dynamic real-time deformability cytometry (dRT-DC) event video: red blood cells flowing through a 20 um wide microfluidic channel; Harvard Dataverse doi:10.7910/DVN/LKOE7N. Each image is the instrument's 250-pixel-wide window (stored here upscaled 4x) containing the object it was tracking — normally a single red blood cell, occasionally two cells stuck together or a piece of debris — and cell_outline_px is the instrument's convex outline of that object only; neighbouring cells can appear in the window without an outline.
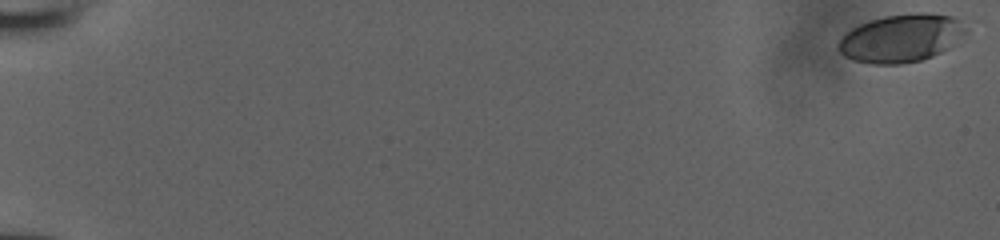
{"species": "human", "species_latin": "Homo sapiens", "temperature_condition": "room temperature", "stored_images_in_passage": 5, "camera_frame_rate_fps": 3000, "um_per_image_px": 0.085, "donor": {"sex": "male"}, "frame": {"image": 1, "passage_image": 1, "time_ms": 0.0, "image_size_px": [1000, 240], "cell_outline_px": [[964, 32], [948, 48], [932, 56], [920, 60], [900, 64], [872, 64], [852, 60], [844, 56], [840, 52], [836, 44], [852, 28], [860, 24], [884, 16], [916, 12], [924, 12], [952, 16], [964, 28]], "centroid_in_image_um": [76.53, 3.25], "position_along_channel_um": 8.5, "area_um2": 35.03}}